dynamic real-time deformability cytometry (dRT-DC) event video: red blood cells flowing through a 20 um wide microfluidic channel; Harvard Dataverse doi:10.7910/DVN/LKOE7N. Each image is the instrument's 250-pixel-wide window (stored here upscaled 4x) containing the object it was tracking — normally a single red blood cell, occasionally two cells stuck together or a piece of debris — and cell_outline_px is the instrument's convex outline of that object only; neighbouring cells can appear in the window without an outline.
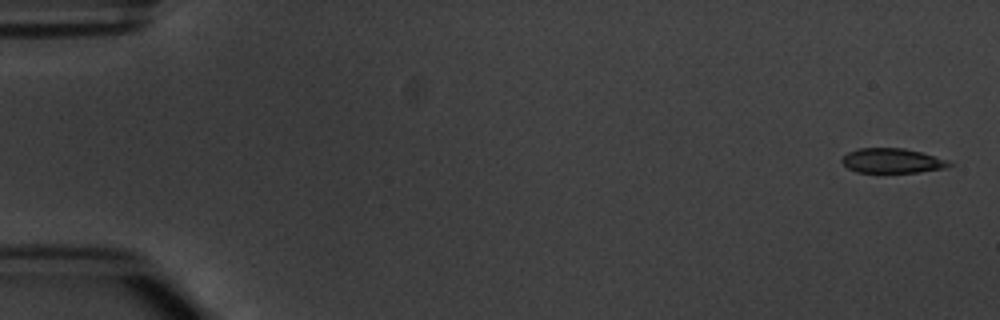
{"species": "common noctule bat (a hibernating species)", "species_latin": "Nyctalus noctula", "temperature_condition": "warm", "stored_images_in_passage": 5, "camera_frame_rate_fps": 3000, "um_per_image_px": 0.085, "animal": {"sex": "male", "body_mass_g": 20.1, "forearm_length_mm": 53.5}, "frame": {"image": 1, "passage_image": 1, "time_ms": 0.0, "image_size_px": [1000, 320], "cell_outline_px": [[956, 164], [948, 168], [920, 172], [856, 172], [848, 168], [840, 160], [848, 152], [860, 148], [904, 148], [920, 152], [948, 160]], "centroid_in_image_um": [75.89, 13.67], "position_along_channel_um": 9.1, "area_um2": 15.49}}